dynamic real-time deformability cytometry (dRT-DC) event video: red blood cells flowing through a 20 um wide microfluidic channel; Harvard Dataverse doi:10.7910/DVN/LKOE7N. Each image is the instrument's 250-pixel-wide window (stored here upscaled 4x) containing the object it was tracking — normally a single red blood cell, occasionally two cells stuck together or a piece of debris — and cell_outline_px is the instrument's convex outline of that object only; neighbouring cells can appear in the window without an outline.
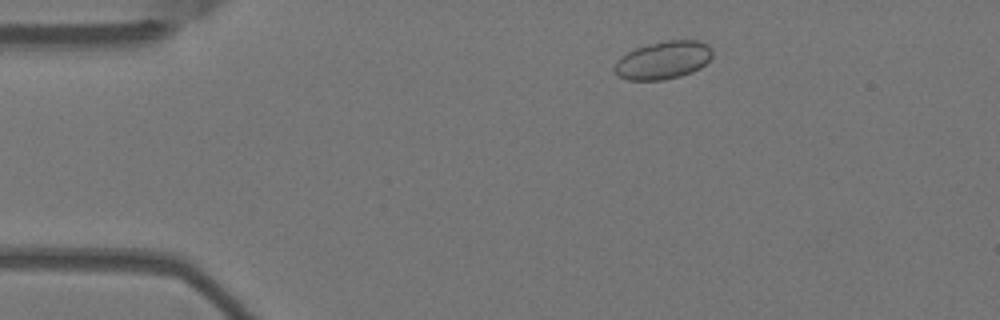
{"species": "Egyptian fruit bat (a non-hibernating species)", "species_latin": "Rousettus aegyptiacus", "temperature_condition": "warm", "stored_images_in_passage": 5, "camera_frame_rate_fps": 3000, "um_per_image_px": 0.085, "animal": {"sex": "female"}, "frame": {"image": 1, "passage_image": 2, "time_ms": 0.333, "image_size_px": [1000, 320], "cell_outline_px": [[712, 56], [700, 68], [692, 72], [680, 76], [664, 80], [628, 80], [616, 76], [612, 68], [616, 60], [628, 52], [636, 48], [648, 44], [668, 40], [696, 40], [708, 44], [712, 48]], "centroid_in_image_um": [56.34, 5.12], "position_along_channel_um": 28.7, "area_um2": 21.79}}
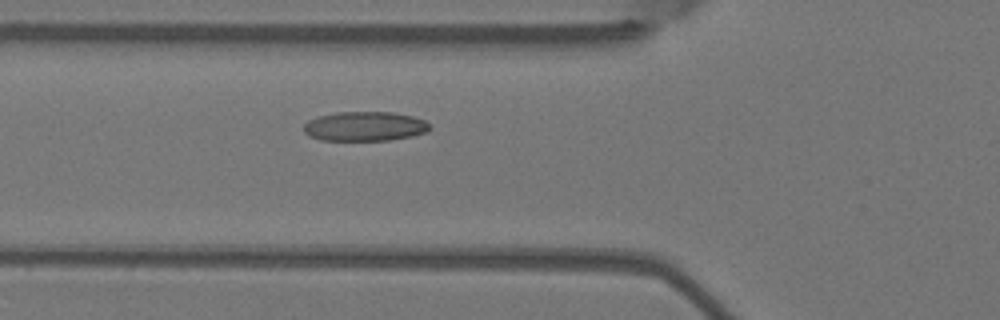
{"frame": {"image": 2, "passage_image": 5, "time_ms": 1.333, "image_size_px": [1000, 320], "cell_outline_px": [[432, 128], [428, 132], [412, 136], [388, 140], [320, 140], [308, 136], [304, 132], [304, 124], [308, 120], [316, 116], [336, 112], [392, 112], [412, 116], [424, 120]], "centroid_in_image_um": [30.99, 10.73], "position_along_channel_um": 94.8, "area_um2": 21.79}}